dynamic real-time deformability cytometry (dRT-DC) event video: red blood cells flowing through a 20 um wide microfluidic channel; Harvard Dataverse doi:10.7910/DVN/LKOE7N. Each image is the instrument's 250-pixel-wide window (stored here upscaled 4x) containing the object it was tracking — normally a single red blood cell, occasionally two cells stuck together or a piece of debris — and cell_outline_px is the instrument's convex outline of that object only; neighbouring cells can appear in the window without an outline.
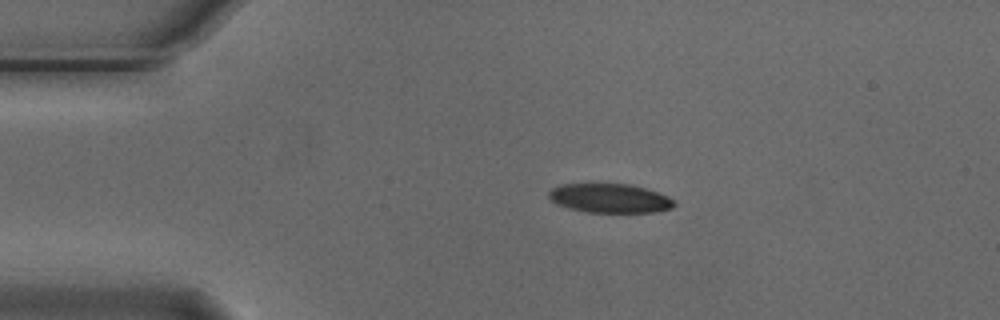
{"species": "Egyptian fruit bat (a non-hibernating species)", "species_latin": "Rousettus aegyptiacus", "temperature_condition": "cold", "stored_images_in_passage": 2, "camera_frame_rate_fps": 3000, "um_per_image_px": 0.085, "animal": {"sex": "male"}, "frame": {"image": 1, "passage_image": 1, "time_ms": 0.0, "image_size_px": [1000, 320], "cell_outline_px": [[676, 204], [672, 208], [656, 212], [588, 212], [568, 208], [556, 204], [548, 200], [548, 192], [552, 188], [560, 184], [628, 184], [644, 188], [668, 196]], "centroid_in_image_um": [51.78, 16.85], "position_along_channel_um": 33.2, "area_um2": 21.27}}